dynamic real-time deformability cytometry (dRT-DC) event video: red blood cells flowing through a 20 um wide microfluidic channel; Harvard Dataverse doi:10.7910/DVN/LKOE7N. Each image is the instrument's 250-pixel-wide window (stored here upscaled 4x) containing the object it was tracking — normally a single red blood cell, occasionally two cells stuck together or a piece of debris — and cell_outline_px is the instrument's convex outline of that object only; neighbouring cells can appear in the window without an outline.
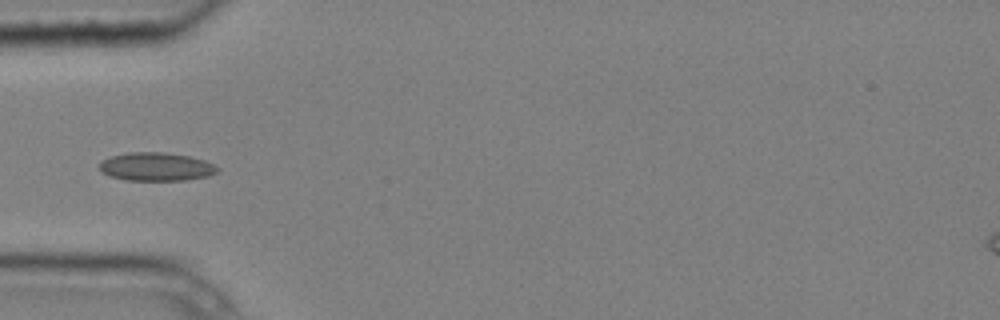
{"species": "common noctule bat (a hibernating species)", "species_latin": "Nyctalus noctula", "temperature_condition": "cold", "stored_images_in_passage": 4, "camera_frame_rate_fps": 3000, "um_per_image_px": 0.085, "animal": {"sex": "male", "body_mass_g": 20.4}, "frame": {"image": 1, "passage_image": 4, "time_ms": 1.0, "image_size_px": [1000, 320], "cell_outline_px": [[220, 172], [208, 176], [184, 180], [124, 180], [108, 176], [100, 168], [100, 164], [104, 160], [112, 156], [128, 152], [164, 152], [188, 156], [204, 160], [220, 168]], "centroid_in_image_um": [13.31, 14.17], "position_along_channel_um": 71.7, "area_um2": 19.42}}